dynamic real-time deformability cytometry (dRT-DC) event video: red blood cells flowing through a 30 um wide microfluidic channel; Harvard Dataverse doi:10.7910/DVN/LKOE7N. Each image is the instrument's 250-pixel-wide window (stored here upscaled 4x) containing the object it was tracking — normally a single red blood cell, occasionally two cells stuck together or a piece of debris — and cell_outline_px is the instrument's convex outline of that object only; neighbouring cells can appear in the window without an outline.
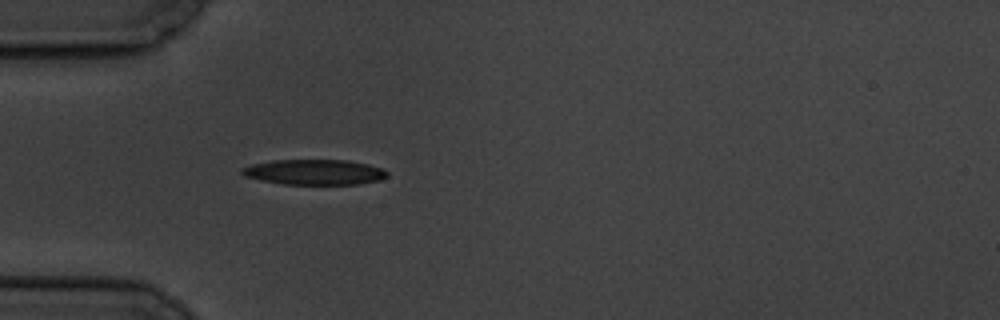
{"species": "common noctule bat (a hibernating species)", "species_latin": "Nyctalus noctula", "temperature_condition": "cold", "stored_images_in_passage": 5, "camera_frame_rate_fps": 3000, "um_per_image_px": 0.085, "animal": {"sex": "male", "body_mass_g": 19.5, "forearm_length_mm": 54.6}, "frame": {"image": 1, "passage_image": 5, "time_ms": 4.667, "image_size_px": [1000, 320], "cell_outline_px": [[388, 176], [380, 180], [360, 184], [284, 184], [260, 180], [244, 176], [240, 172], [244, 168], [252, 164], [272, 160], [344, 160], [368, 164], [384, 168], [388, 172]], "centroid_in_image_um": [26.76, 14.63], "position_along_channel_um": 58.2, "area_um2": 21.44}}